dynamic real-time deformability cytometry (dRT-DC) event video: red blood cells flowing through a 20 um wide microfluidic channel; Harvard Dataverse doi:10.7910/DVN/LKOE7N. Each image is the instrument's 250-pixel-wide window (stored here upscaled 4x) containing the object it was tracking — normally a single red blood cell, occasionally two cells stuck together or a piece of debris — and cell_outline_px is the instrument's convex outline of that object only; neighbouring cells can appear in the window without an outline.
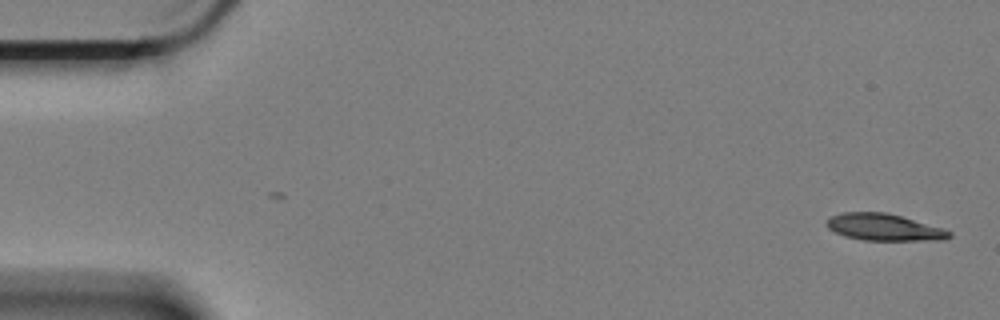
{"species": "Egyptian fruit bat (a non-hibernating species)", "species_latin": "Rousettus aegyptiacus", "temperature_condition": "cold", "stored_images_in_passage": 56, "camera_frame_rate_fps": 3000, "um_per_image_px": 0.085, "animal": {"sex": "female"}, "frame": {"image": 1, "passage_image": 1, "time_ms": 0.0, "image_size_px": [1000, 320], "cell_outline_px": [[952, 236], [944, 240], [864, 240], [844, 236], [828, 228], [824, 224], [832, 216], [844, 212], [884, 212], [900, 216], [944, 228], [952, 232]], "centroid_in_image_um": [75.16, 19.32], "position_along_channel_um": 9.8, "area_um2": 19.07}}
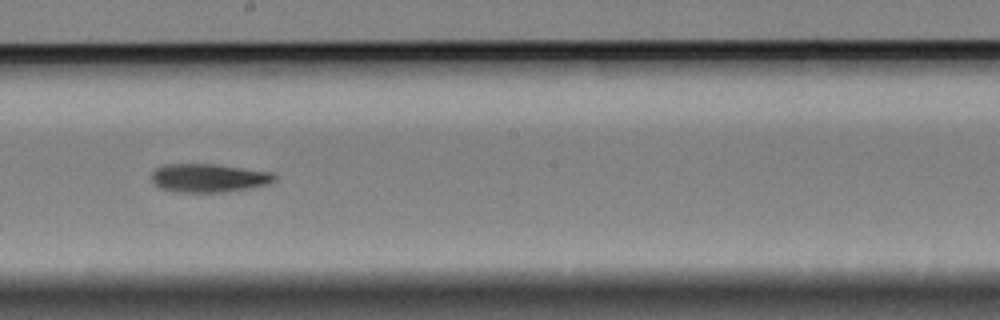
{"frame": {"image": 2, "passage_image": 32, "time_ms": 10.333, "image_size_px": [1000, 320], "cell_outline_px": [[276, 180], [268, 184], [248, 188], [224, 192], [176, 192], [160, 188], [152, 180], [152, 172], [156, 168], [164, 164], [216, 164], [272, 172], [276, 176]], "centroid_in_image_um": [17.74, 15.12], "position_along_channel_um": 230.5, "area_um2": 20.4}}
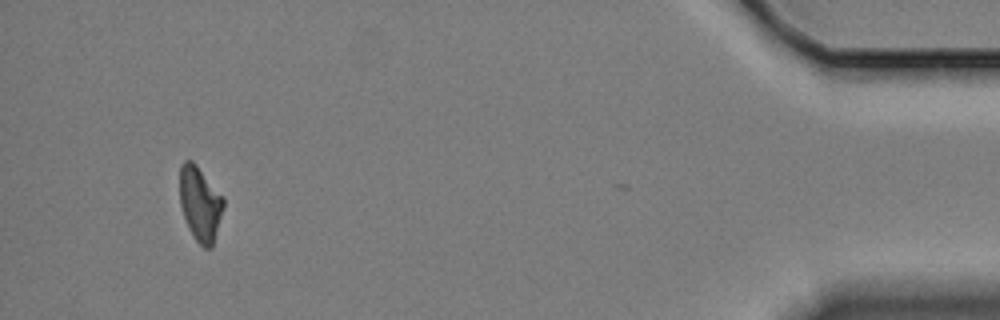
{"frame": {"image": 3, "passage_image": 55, "time_ms": 18.0, "image_size_px": [1000, 320], "cell_outline_px": [[224, 208], [212, 248], [204, 248], [192, 236], [188, 228], [180, 204], [180, 164], [184, 160], [192, 160], [196, 164], [224, 196]], "centroid_in_image_um": [17.02, 17.31], "position_along_channel_um": 418.2, "area_um2": 19.25}}